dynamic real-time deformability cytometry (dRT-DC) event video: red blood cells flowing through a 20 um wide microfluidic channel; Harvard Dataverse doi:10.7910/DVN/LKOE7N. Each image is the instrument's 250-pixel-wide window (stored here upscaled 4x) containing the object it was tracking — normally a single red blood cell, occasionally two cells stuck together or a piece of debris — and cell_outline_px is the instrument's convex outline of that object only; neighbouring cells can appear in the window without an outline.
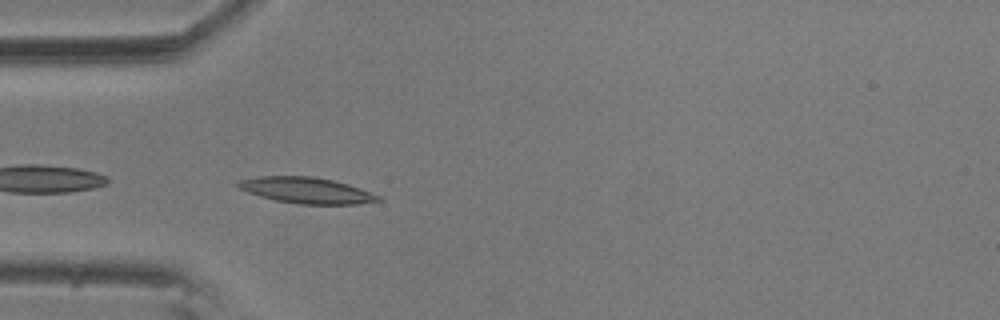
{"species": "common noctule bat (a hibernating species)", "species_latin": "Nyctalus noctula", "temperature_condition": "room temperature", "stored_images_in_passage": 4, "camera_frame_rate_fps": 3000, "um_per_image_px": 0.085, "animal": {"sex": "male", "body_mass_g": 20.5, "forearm_length_mm": 52.5}, "frame": {"image": 1, "passage_image": 4, "time_ms": 1.0, "image_size_px": [1000, 320], "cell_outline_px": [[380, 200], [356, 204], [300, 204], [276, 200], [260, 196], [248, 192], [240, 188], [236, 184], [240, 180], [260, 176], [312, 176], [332, 180], [348, 184], [360, 188], [380, 196]], "centroid_in_image_um": [26.04, 16.17], "position_along_channel_um": 59.0, "area_um2": 20.92}}